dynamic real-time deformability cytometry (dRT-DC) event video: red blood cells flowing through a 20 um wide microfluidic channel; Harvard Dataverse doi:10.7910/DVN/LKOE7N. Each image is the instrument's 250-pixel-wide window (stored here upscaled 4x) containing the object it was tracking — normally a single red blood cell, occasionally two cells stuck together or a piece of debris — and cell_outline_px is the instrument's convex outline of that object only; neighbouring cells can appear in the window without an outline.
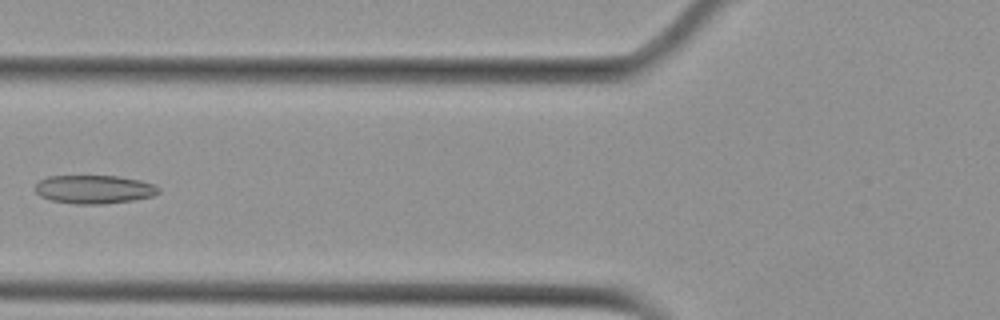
{"species": "Egyptian fruit bat (a non-hibernating species)", "species_latin": "Rousettus aegyptiacus", "temperature_condition": "cold", "stored_images_in_passage": 7, "camera_frame_rate_fps": 3000, "um_per_image_px": 0.085, "animal": {"sex": "female"}, "frame": {"image": 1, "passage_image": 6, "time_ms": 6.667, "image_size_px": [1000, 320], "cell_outline_px": [[160, 192], [152, 196], [132, 200], [100, 204], [76, 204], [52, 200], [40, 196], [36, 192], [36, 184], [40, 180], [48, 176], [120, 176], [140, 180], [152, 184], [160, 188]], "centroid_in_image_um": [8.0, 16.09], "position_along_channel_um": 117.8, "area_um2": 20.35}}
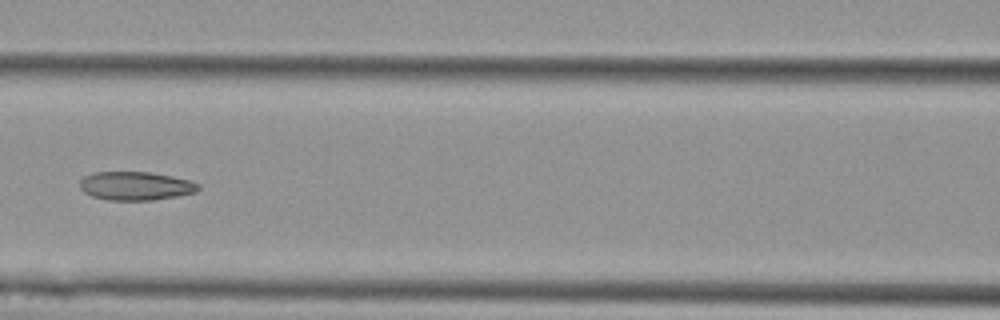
{"frame": {"image": 2, "passage_image": 7, "time_ms": 7.667, "image_size_px": [1000, 320], "cell_outline_px": [[200, 188], [196, 192], [176, 196], [152, 200], [108, 200], [92, 196], [84, 192], [80, 188], [80, 180], [84, 176], [92, 172], [152, 172], [172, 176], [188, 180], [200, 184]], "centroid_in_image_um": [11.52, 15.8], "position_along_channel_um": 155.1, "area_um2": 19.77}}